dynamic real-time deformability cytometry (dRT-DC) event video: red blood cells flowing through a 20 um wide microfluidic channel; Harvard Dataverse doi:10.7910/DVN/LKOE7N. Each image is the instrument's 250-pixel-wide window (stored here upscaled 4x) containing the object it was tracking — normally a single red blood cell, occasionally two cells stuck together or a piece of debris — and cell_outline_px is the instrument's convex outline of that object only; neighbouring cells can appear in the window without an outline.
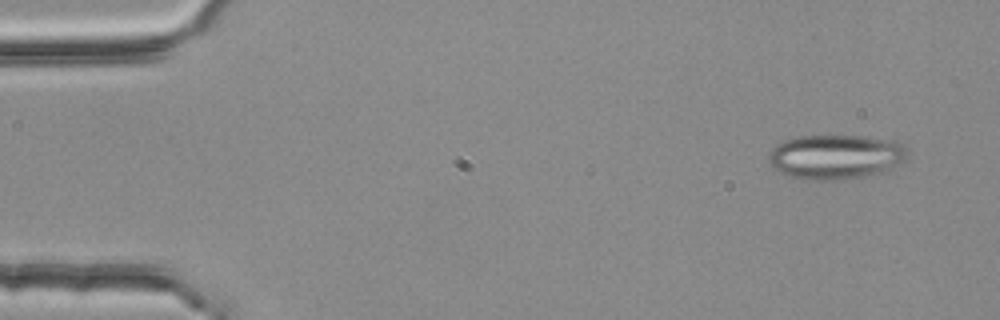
{"species": "common noctule bat (a hibernating species)", "species_latin": "Nyctalus noctula", "temperature_condition": "room temperature", "stored_images_in_passage": 3, "camera_frame_rate_fps": 3000, "um_per_image_px": 0.085, "animal": {"sex": "female", "body_mass_g": 25.1}, "frame": {"image": 1, "passage_image": 1, "time_ms": 0.0, "image_size_px": [1000, 320], "cell_outline_px": [[908, 156], [904, 160], [888, 172], [864, 176], [824, 180], [804, 180], [788, 176], [772, 168], [768, 160], [768, 152], [776, 144], [784, 140], [796, 136], [868, 136], [892, 140], [908, 148]], "centroid_in_image_um": [71.02, 13.33], "position_along_channel_um": 14.0, "area_um2": 36.53}}